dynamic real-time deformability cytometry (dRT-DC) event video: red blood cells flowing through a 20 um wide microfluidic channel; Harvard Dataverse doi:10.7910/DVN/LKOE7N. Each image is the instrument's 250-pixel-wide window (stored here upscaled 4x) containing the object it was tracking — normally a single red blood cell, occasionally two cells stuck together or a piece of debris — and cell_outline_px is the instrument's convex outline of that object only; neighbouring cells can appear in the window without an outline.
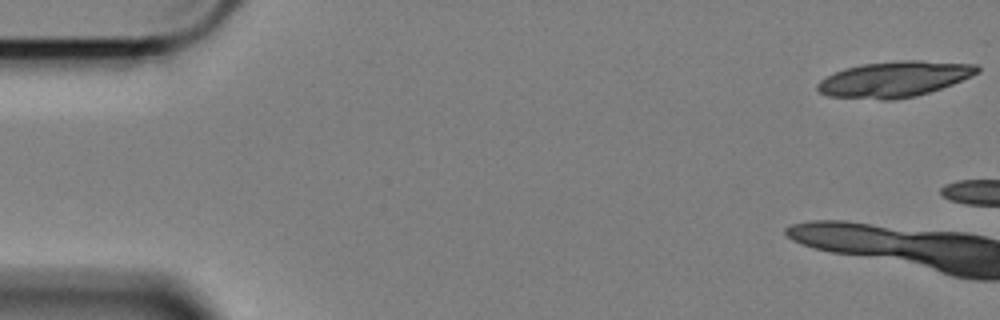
{"species": "Egyptian fruit bat (a non-hibernating species)", "species_latin": "Rousettus aegyptiacus", "temperature_condition": "cold", "stored_images_in_passage": 5, "camera_frame_rate_fps": 3000, "um_per_image_px": 0.085, "animal": {"sex": "female"}, "frame": {"image": 1, "passage_image": 1, "time_ms": 0.0, "image_size_px": [1000, 320], "cell_outline_px": [[980, 72], [972, 76], [952, 84], [916, 96], [896, 100], [880, 100], [828, 96], [820, 92], [816, 88], [816, 84], [820, 80], [844, 68], [864, 64], [900, 60], [920, 60], [976, 64], [980, 68]], "centroid_in_image_um": [76.03, 6.73], "position_along_channel_um": 9.0, "area_um2": 33.29}}